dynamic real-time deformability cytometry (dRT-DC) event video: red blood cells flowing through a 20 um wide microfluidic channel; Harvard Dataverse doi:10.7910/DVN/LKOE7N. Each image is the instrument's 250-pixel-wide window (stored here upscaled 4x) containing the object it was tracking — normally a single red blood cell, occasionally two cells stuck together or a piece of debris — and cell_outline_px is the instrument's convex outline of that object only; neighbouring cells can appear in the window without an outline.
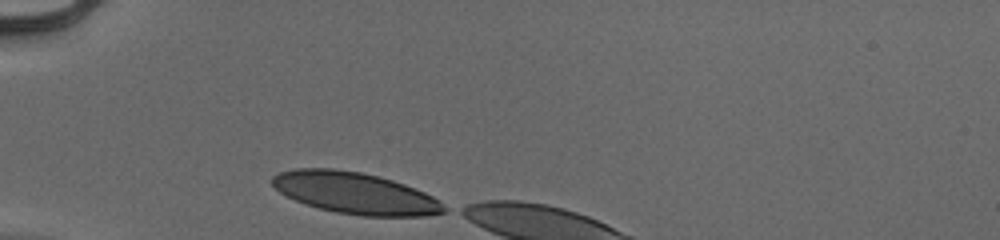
{"species": "human", "species_latin": "Homo sapiens", "temperature_condition": "cold", "stored_images_in_passage": 5, "camera_frame_rate_fps": 3000, "um_per_image_px": 0.085, "donor": {"sex": "male"}, "frame": {"image": 1, "passage_image": 1, "time_ms": 0.0, "image_size_px": [1000, 240], "cell_outline_px": [[448, 212], [424, 216], [360, 216], [336, 212], [320, 208], [296, 200], [280, 192], [272, 184], [272, 176], [280, 172], [296, 168], [332, 168], [360, 172], [380, 176], [404, 184], [424, 192], [440, 200], [448, 208]], "centroid_in_image_um": [30.23, 16.41], "position_along_channel_um": 54.8, "area_um2": 41.5}}